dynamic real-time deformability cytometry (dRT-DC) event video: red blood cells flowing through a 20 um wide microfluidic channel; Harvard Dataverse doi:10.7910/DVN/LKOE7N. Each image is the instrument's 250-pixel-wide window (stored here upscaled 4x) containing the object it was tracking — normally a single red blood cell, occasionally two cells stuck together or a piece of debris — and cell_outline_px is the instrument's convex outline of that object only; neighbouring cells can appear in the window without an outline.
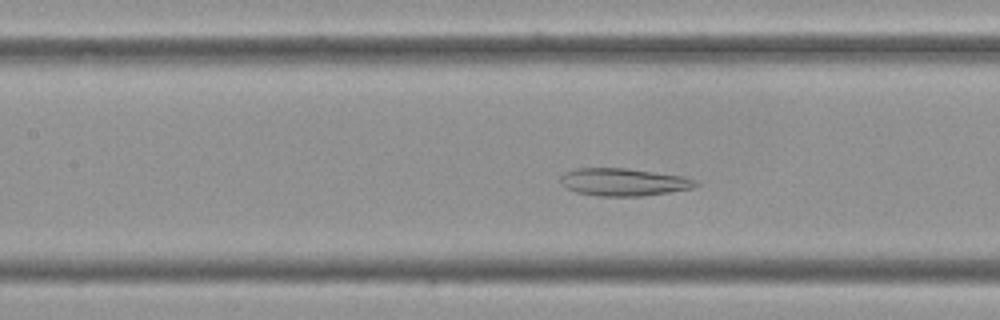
{"species": "Egyptian fruit bat (a non-hibernating species)", "species_latin": "Rousettus aegyptiacus", "temperature_condition": "cold", "stored_images_in_passage": 52, "camera_frame_rate_fps": 3000, "um_per_image_px": 0.085, "frame": {"image": 1, "passage_image": 19, "time_ms": 6.0, "image_size_px": [1000, 320], "cell_outline_px": [[700, 184], [692, 188], [668, 192], [640, 196], [600, 196], [576, 192], [568, 188], [560, 180], [560, 176], [576, 168], [628, 168], [684, 176], [696, 180]], "centroid_in_image_um": [53.04, 15.47], "position_along_channel_um": 154.4, "area_um2": 21.56}}
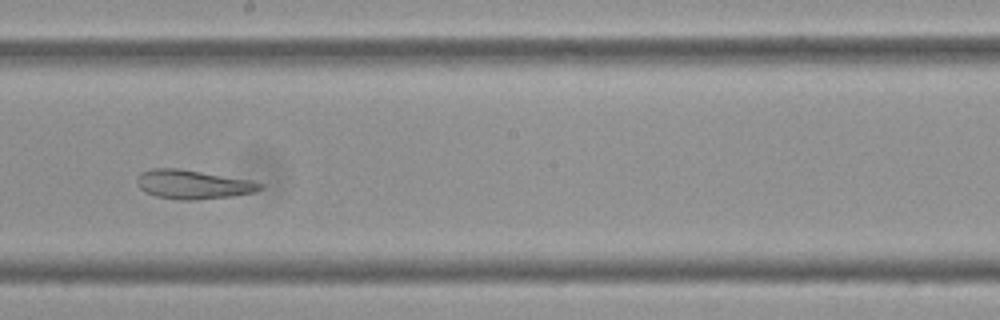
{"frame": {"image": 2, "passage_image": 26, "time_ms": 8.333, "image_size_px": [1000, 320], "cell_outline_px": [[264, 188], [256, 192], [232, 196], [196, 200], [180, 200], [156, 196], [144, 192], [136, 184], [136, 176], [140, 172], [152, 168], [180, 168], [252, 180], [264, 184]], "centroid_in_image_um": [16.4, 15.67], "position_along_channel_um": 231.8, "area_um2": 21.21}}
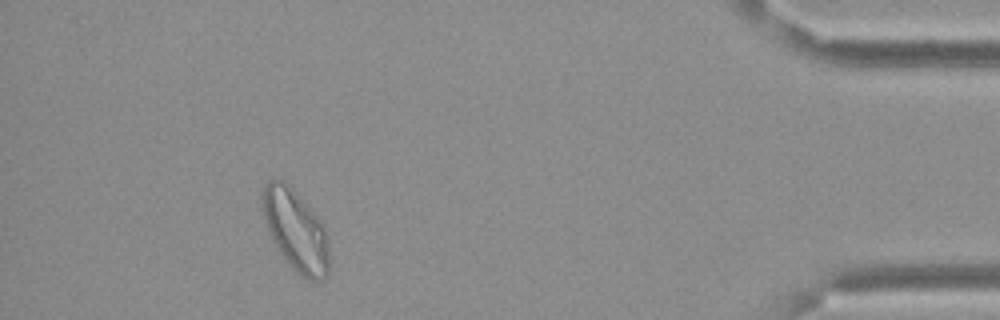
{"frame": {"image": 3, "passage_image": 47, "time_ms": 15.333, "image_size_px": [1000, 320], "cell_outline_px": [[328, 272], [324, 280], [308, 280], [300, 276], [296, 272], [284, 256], [276, 244], [264, 220], [260, 196], [260, 192], [264, 184], [268, 180], [280, 180], [292, 188], [324, 224], [328, 248]], "centroid_in_image_um": [25.12, 19.56], "position_along_channel_um": 410.1, "area_um2": 31.1}, "authors_computed_cell_mechanics": {"area_um2": 26.877, "velocity_mm_per_s": 3.3299, "shape_relaxation_time_tau1_ms": null, "shape_relaxation_time_tau2_ms": 2.4868, "deformation_change_tau1": null, "deformation_change_tau2": 0.0957}}